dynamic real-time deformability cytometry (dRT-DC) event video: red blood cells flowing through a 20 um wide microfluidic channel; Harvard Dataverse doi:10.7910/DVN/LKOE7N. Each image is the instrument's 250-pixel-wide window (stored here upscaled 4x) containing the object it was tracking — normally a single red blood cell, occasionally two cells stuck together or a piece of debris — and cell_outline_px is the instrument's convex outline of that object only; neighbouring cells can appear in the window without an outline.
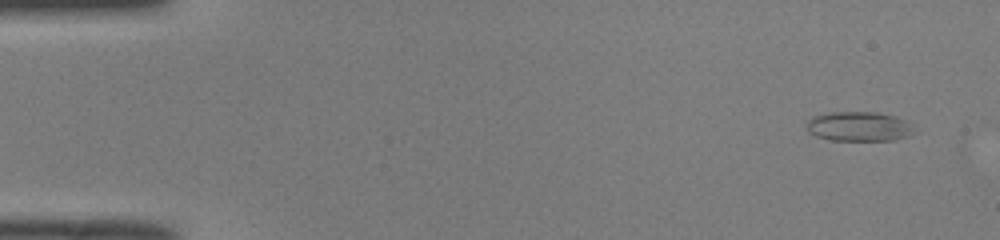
{"species": "common noctule bat (a hibernating species)", "species_latin": "Nyctalus noctula", "temperature_condition": "room temperature", "stored_images_in_passage": 49, "camera_frame_rate_fps": 3000, "um_per_image_px": 0.085, "animal": {"sex": "male", "body_mass_g": 19.0, "forearm_length_mm": 50.8}, "frame": {"image": 1, "passage_image": 1, "time_ms": 0.0, "image_size_px": [1000, 240], "cell_outline_px": [[908, 132], [904, 136], [892, 140], [832, 140], [816, 136], [808, 132], [808, 120], [812, 116], [828, 112], [876, 112], [896, 116], [904, 120], [908, 124]], "centroid_in_image_um": [72.88, 10.73], "position_along_channel_um": 12.1, "area_um2": 17.98}}
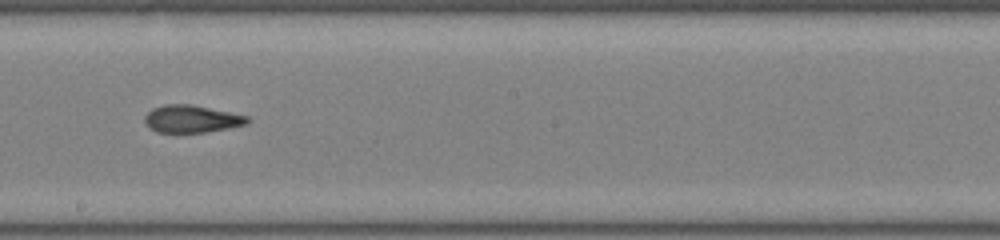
{"frame": {"image": 2, "passage_image": 27, "time_ms": 8.667, "image_size_px": [1000, 240], "cell_outline_px": [[252, 120], [248, 124], [228, 128], [204, 132], [156, 132], [144, 120], [144, 116], [152, 108], [164, 104], [192, 104], [248, 116]], "centroid_in_image_um": [16.32, 10.09], "position_along_channel_um": 231.9, "area_um2": 16.36}}
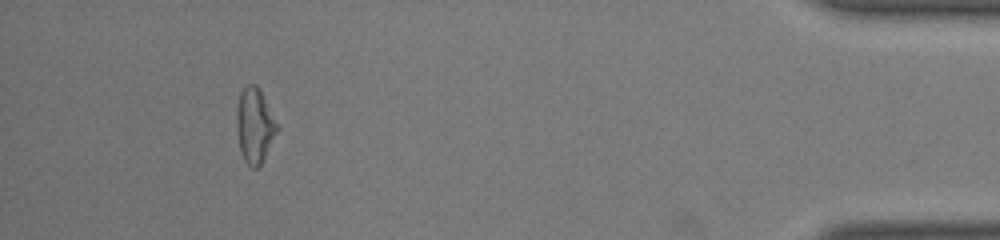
{"frame": {"image": 3, "passage_image": 45, "time_ms": 14.667, "image_size_px": [1000, 240], "cell_outline_px": [[280, 128], [264, 160], [256, 168], [252, 168], [244, 160], [240, 152], [236, 128], [236, 112], [240, 92], [248, 84], [256, 84], [260, 88]], "centroid_in_image_um": [21.66, 10.67], "position_along_channel_um": 413.5, "area_um2": 18.03}}